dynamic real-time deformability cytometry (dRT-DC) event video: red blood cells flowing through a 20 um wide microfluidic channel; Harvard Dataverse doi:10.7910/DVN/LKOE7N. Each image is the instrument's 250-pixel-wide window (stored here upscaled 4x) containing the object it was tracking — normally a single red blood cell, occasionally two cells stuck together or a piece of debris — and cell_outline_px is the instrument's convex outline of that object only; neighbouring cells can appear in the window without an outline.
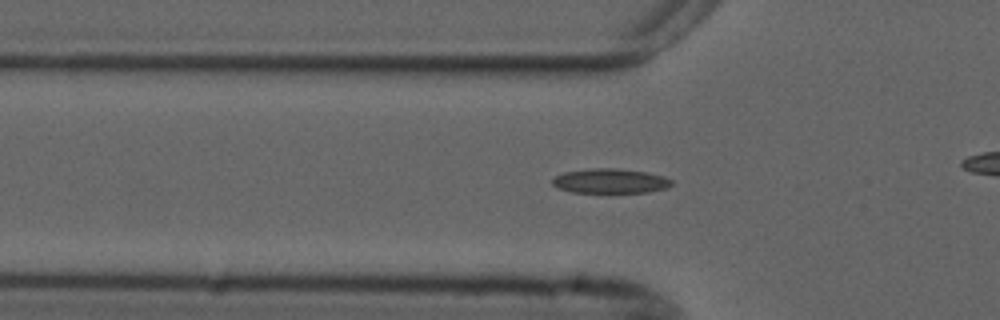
{"species": "common noctule bat (a hibernating species)", "species_latin": "Nyctalus noctula", "temperature_condition": "cold", "stored_images_in_passage": 35, "camera_frame_rate_fps": 3000, "um_per_image_px": 0.085, "animal": {"sex": "male", "forearm_length_mm": 52.5}, "frame": {"image": 1, "passage_image": 8, "time_ms": 2.333, "image_size_px": [1000, 320], "cell_outline_px": [[672, 184], [668, 188], [648, 192], [572, 192], [560, 188], [552, 184], [552, 180], [556, 176], [564, 172], [592, 168], [616, 168], [648, 172], [664, 176], [672, 180]], "centroid_in_image_um": [51.91, 15.37], "position_along_channel_um": 73.9, "area_um2": 17.05}}
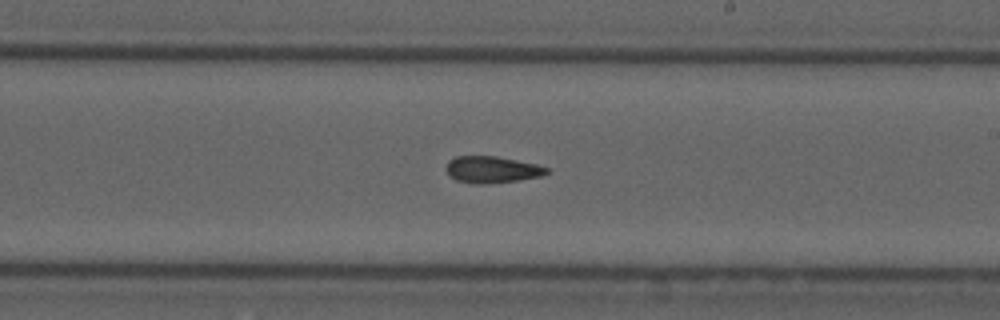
{"frame": {"image": 2, "passage_image": 22, "time_ms": 7.0, "image_size_px": [1000, 320], "cell_outline_px": [[552, 172], [544, 176], [488, 184], [472, 184], [456, 180], [448, 176], [444, 168], [448, 160], [456, 156], [496, 156], [536, 164], [548, 168]], "centroid_in_image_um": [41.79, 14.42], "position_along_channel_um": 247.2, "area_um2": 15.95}}
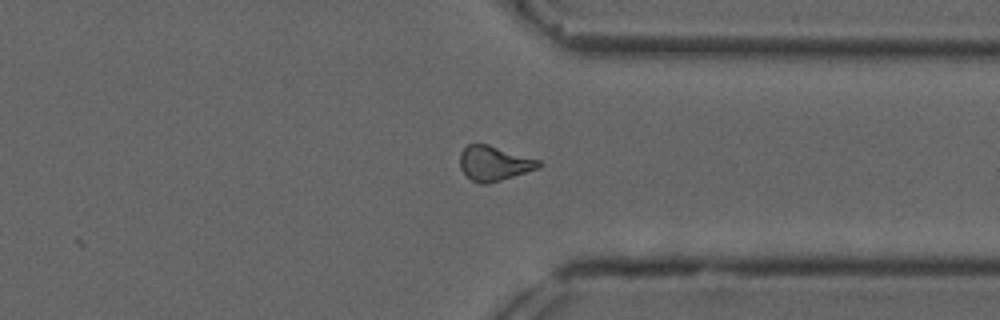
{"frame": {"image": 3, "passage_image": 32, "time_ms": 10.333, "image_size_px": [1000, 320], "cell_outline_px": [[544, 164], [540, 168], [488, 184], [480, 184], [472, 180], [460, 168], [460, 152], [468, 144], [488, 144], [540, 160]], "centroid_in_image_um": [42.03, 13.88], "position_along_channel_um": 369.4, "area_um2": 16.01}}